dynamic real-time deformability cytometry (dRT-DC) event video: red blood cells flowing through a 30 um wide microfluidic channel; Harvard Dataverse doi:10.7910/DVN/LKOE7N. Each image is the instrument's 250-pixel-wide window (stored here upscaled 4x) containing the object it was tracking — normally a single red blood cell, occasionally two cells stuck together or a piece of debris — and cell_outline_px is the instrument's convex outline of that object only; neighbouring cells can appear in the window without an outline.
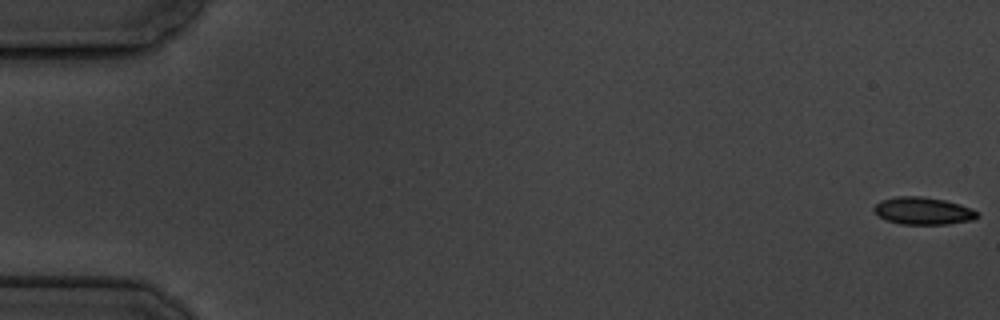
{"species": "common noctule bat (a hibernating species)", "species_latin": "Nyctalus noctula", "temperature_condition": "cold", "stored_images_in_passage": 6, "camera_frame_rate_fps": 3000, "um_per_image_px": 0.085, "animal": {"sex": "male", "body_mass_g": 19.5, "forearm_length_mm": 54.6}, "frame": {"image": 1, "passage_image": 1, "time_ms": 0.0, "image_size_px": [1000, 320], "cell_outline_px": [[980, 216], [972, 220], [948, 224], [900, 224], [888, 220], [880, 216], [872, 208], [880, 200], [896, 196], [920, 196], [944, 200], [960, 204], [972, 208], [980, 212]], "centroid_in_image_um": [78.5, 17.92], "position_along_channel_um": 6.5, "area_um2": 16.53}}
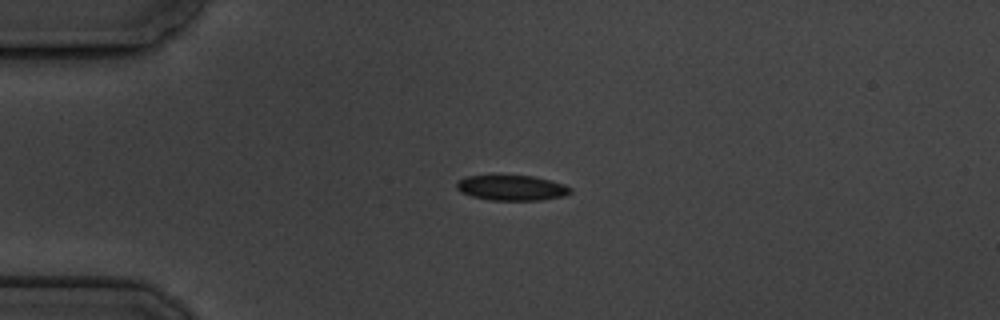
{"frame": {"image": 2, "passage_image": 5, "time_ms": 4.667, "image_size_px": [1000, 320], "cell_outline_px": [[572, 192], [564, 196], [540, 200], [488, 200], [472, 196], [460, 192], [456, 188], [456, 180], [464, 176], [492, 172], [532, 176], [564, 184], [572, 188]], "centroid_in_image_um": [43.39, 15.91], "position_along_channel_um": 41.6, "area_um2": 17.74}}